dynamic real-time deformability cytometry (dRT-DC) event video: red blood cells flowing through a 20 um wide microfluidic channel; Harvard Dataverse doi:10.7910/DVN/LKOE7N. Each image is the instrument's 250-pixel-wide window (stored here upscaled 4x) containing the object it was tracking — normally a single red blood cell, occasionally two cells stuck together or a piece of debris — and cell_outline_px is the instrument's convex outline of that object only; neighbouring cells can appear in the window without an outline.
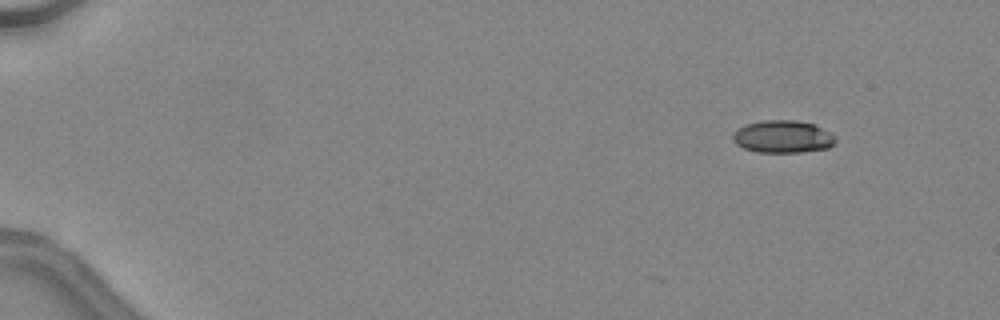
{"species": "common noctule bat (a hibernating species)", "species_latin": "Nyctalus noctula", "temperature_condition": "warm", "stored_images_in_passage": 7, "camera_frame_rate_fps": 3000, "um_per_image_px": 0.085, "animal": {"sex": "female", "body_mass_g": 24.6, "forearm_length_mm": 56.2}, "frame": {"image": 1, "passage_image": 1, "time_ms": 0.0, "image_size_px": [1000, 320], "cell_outline_px": [[836, 140], [828, 148], [804, 152], [756, 152], [744, 148], [736, 144], [732, 140], [732, 132], [748, 124], [764, 120], [796, 120], [812, 124], [828, 132]], "centroid_in_image_um": [66.49, 11.63], "position_along_channel_um": 18.5, "area_um2": 19.19}}